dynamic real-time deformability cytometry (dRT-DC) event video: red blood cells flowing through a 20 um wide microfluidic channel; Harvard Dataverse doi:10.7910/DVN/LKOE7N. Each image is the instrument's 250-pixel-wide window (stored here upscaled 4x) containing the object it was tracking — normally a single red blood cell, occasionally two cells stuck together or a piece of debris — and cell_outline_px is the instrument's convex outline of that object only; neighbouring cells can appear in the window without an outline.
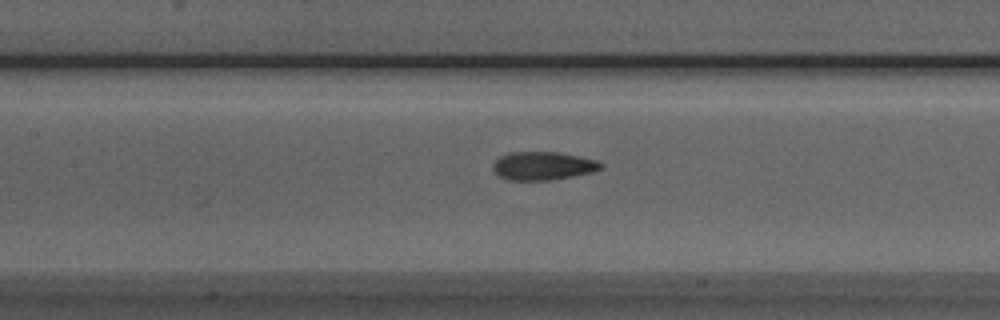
{"species": "Egyptian fruit bat (a non-hibernating species)", "species_latin": "Rousettus aegyptiacus", "temperature_condition": "room temperature", "stored_images_in_passage": 34, "camera_frame_rate_fps": 3000, "um_per_image_px": 0.085, "animal": {"sex": "male"}, "frame": {"image": 1, "passage_image": 17, "time_ms": 5.333, "image_size_px": [1000, 320], "cell_outline_px": [[604, 168], [592, 172], [552, 180], [508, 180], [500, 176], [492, 168], [492, 164], [500, 156], [512, 152], [560, 152], [580, 156], [596, 160], [604, 164]], "centroid_in_image_um": [46.18, 14.09], "position_along_channel_um": 161.2, "area_um2": 17.86}}
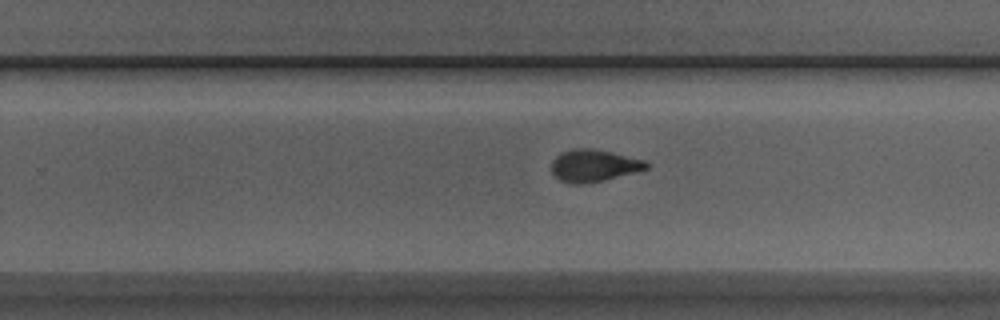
{"frame": {"image": 2, "passage_image": 26, "time_ms": 8.333, "image_size_px": [1000, 320], "cell_outline_px": [[652, 164], [648, 168], [604, 180], [580, 184], [572, 184], [560, 180], [552, 172], [552, 160], [560, 152], [572, 148], [588, 148], [612, 152], [644, 160]], "centroid_in_image_um": [50.46, 14.06], "position_along_channel_um": 279.3, "area_um2": 17.69}}
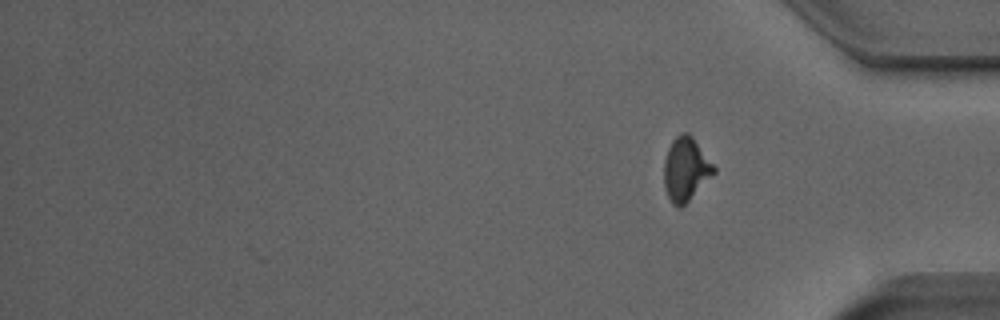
{"frame": {"image": 3, "passage_image": 34, "time_ms": 11.0, "image_size_px": [1000, 320], "cell_outline_px": [[716, 172], [680, 208], [676, 208], [672, 204], [664, 188], [664, 160], [668, 148], [672, 140], [680, 132], [688, 132], [692, 136], [716, 168]], "centroid_in_image_um": [58.27, 14.37], "position_along_channel_um": 376.9, "area_um2": 18.38}, "authors_computed_cell_mechanics": {"area_um2": 17.8313, "velocity_mm_per_s": 3.9487, "shape_relaxation_time_tau1_ms": 4.3036, "shape_relaxation_time_tau2_ms": 1.1702, "deformation_change_tau1": 0.1917, "deformation_change_tau2": 0.0703}}